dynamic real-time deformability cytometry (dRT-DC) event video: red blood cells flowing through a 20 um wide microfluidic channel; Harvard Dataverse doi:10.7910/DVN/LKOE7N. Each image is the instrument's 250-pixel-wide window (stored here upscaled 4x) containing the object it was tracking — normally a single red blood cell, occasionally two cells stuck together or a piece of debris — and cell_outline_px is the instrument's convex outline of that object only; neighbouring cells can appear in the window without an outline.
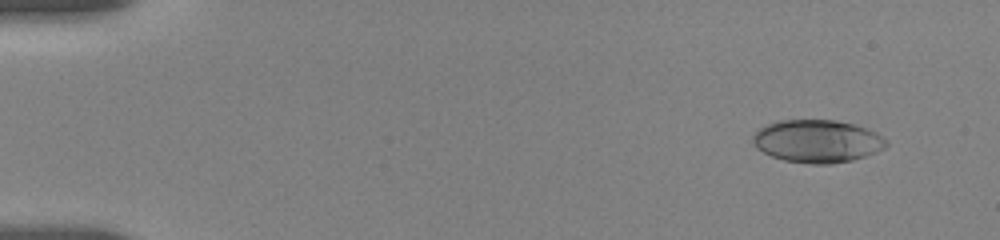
{"species": "human", "species_latin": "Homo sapiens", "temperature_condition": "room temperature", "stored_images_in_passage": 23, "camera_frame_rate_fps": 3000, "um_per_image_px": 0.085, "donor": {"sex": "female"}, "frame": {"image": 1, "passage_image": 2, "time_ms": 1.0, "image_size_px": [1000, 240], "cell_outline_px": [[888, 144], [884, 148], [876, 152], [852, 160], [832, 164], [812, 164], [784, 160], [772, 156], [756, 148], [752, 140], [752, 136], [760, 128], [768, 124], [780, 120], [836, 120], [852, 124], [876, 132], [888, 140]], "centroid_in_image_um": [69.47, 12.0], "position_along_channel_um": 15.5, "area_um2": 33.12}}
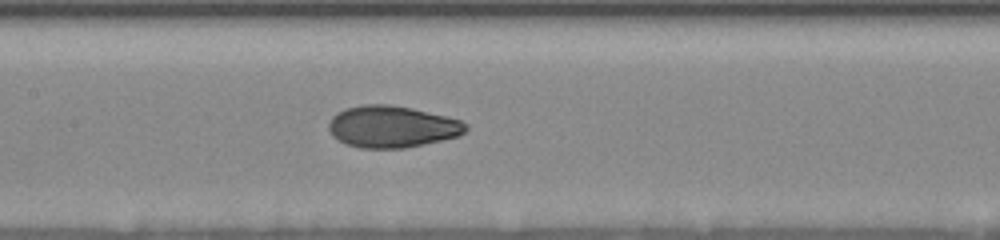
{"frame": {"image": 2, "passage_image": 12, "time_ms": 8.667, "image_size_px": [1000, 240], "cell_outline_px": [[468, 128], [460, 136], [404, 148], [360, 148], [344, 144], [332, 136], [328, 128], [328, 124], [332, 116], [336, 112], [344, 108], [364, 104], [388, 104], [412, 108], [460, 120], [468, 124]], "centroid_in_image_um": [33.28, 10.76], "position_along_channel_um": 174.1, "area_um2": 33.52}}
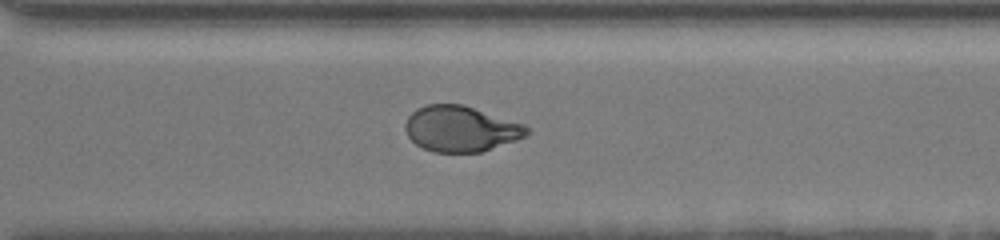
{"frame": {"image": 3, "passage_image": 23, "time_ms": 13.0, "image_size_px": [1000, 240], "cell_outline_px": [[528, 136], [480, 152], [432, 152], [416, 144], [408, 136], [404, 128], [404, 124], [408, 116], [416, 108], [428, 104], [464, 104], [524, 124], [528, 128]], "centroid_in_image_um": [39.15, 10.94], "position_along_channel_um": 331.5, "area_um2": 32.43}}